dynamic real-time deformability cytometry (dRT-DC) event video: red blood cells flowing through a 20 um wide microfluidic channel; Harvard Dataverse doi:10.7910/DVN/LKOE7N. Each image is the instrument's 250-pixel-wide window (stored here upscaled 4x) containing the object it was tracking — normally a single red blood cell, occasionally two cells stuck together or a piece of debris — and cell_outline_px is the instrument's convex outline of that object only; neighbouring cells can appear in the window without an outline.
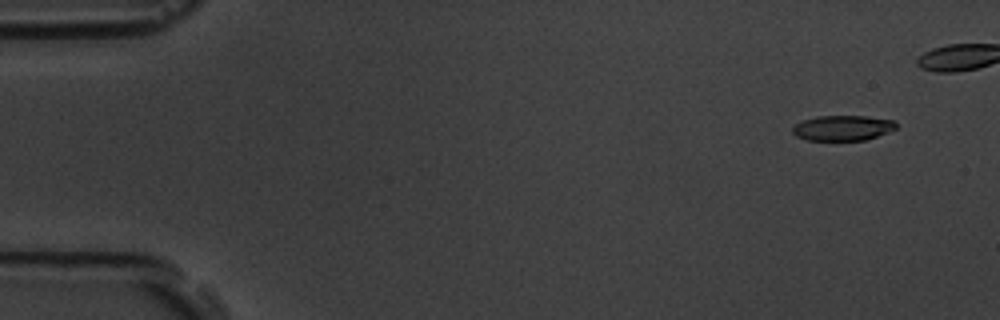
{"species": "common noctule bat (a hibernating species)", "species_latin": "Nyctalus noctula", "temperature_condition": "room temperature", "stored_images_in_passage": 45, "camera_frame_rate_fps": 3000, "um_per_image_px": 0.085, "animal": {"sex": "male", "body_mass_g": 19.5, "forearm_length_mm": 54.6}, "frame": {"image": 1, "passage_image": 4, "time_ms": 1.0, "image_size_px": [1000, 320], "cell_outline_px": [[896, 128], [888, 132], [864, 140], [808, 140], [796, 136], [792, 132], [792, 128], [796, 124], [804, 120], [816, 116], [864, 116], [892, 120], [896, 124]], "centroid_in_image_um": [71.6, 10.87], "position_along_channel_um": 13.4, "area_um2": 15.03}}
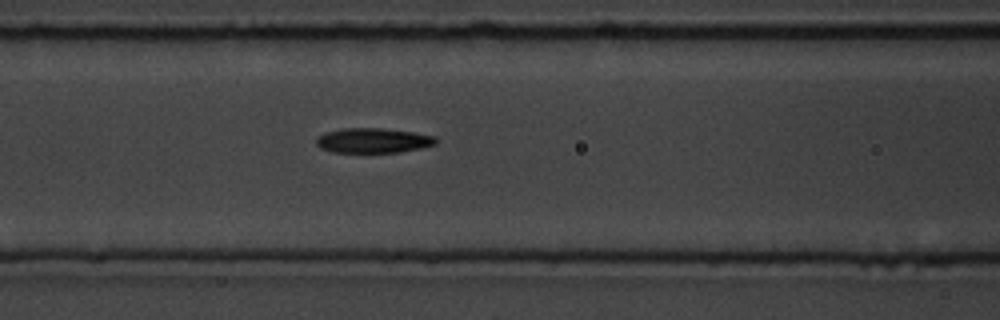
{"frame": {"image": 2, "passage_image": 23, "time_ms": 7.333, "image_size_px": [1000, 320], "cell_outline_px": [[440, 140], [436, 144], [424, 148], [400, 152], [332, 152], [320, 148], [316, 144], [316, 136], [324, 132], [344, 128], [384, 128], [412, 132], [436, 136]], "centroid_in_image_um": [31.74, 11.94], "position_along_channel_um": 134.9, "area_um2": 17.63}}
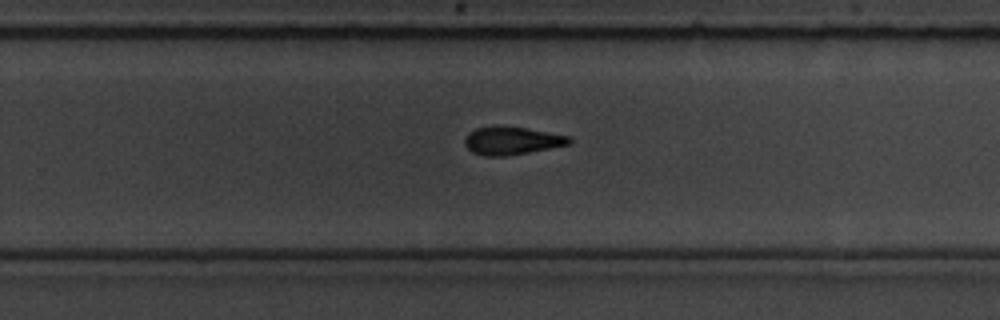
{"frame": {"image": 3, "passage_image": 35, "time_ms": 11.333, "image_size_px": [1000, 320], "cell_outline_px": [[572, 144], [528, 152], [504, 156], [484, 156], [472, 152], [464, 144], [464, 140], [468, 132], [476, 128], [492, 124], [524, 128], [568, 136], [572, 140]], "centroid_in_image_um": [43.45, 11.94], "position_along_channel_um": 286.4, "area_um2": 17.11}}